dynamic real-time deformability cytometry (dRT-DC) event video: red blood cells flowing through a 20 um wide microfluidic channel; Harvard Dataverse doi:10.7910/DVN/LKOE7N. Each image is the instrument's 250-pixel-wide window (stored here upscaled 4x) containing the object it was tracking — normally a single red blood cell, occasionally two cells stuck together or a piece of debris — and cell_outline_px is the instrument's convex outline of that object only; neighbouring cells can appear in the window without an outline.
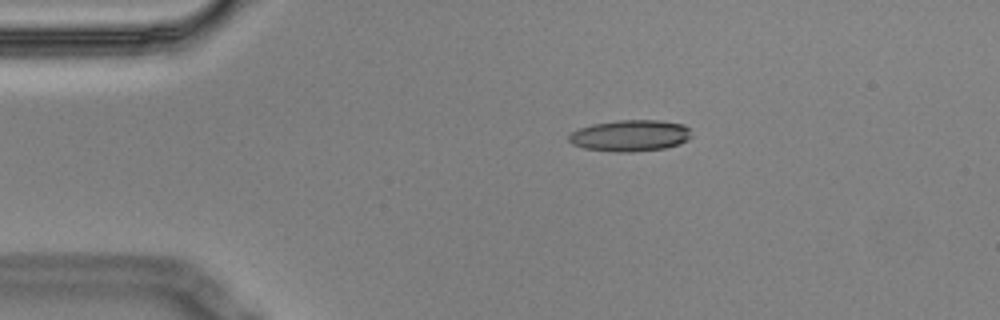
{"species": "Egyptian fruit bat (a non-hibernating species)", "species_latin": "Rousettus aegyptiacus", "temperature_condition": "cold", "stored_images_in_passage": 8, "camera_frame_rate_fps": 3000, "um_per_image_px": 0.085, "animal": {"sex": "male"}, "frame": {"image": 1, "passage_image": 2, "time_ms": 0.333, "image_size_px": [1000, 320], "cell_outline_px": [[692, 136], [688, 140], [680, 144], [664, 148], [632, 152], [612, 152], [584, 148], [572, 144], [568, 140], [568, 136], [572, 132], [580, 128], [592, 124], [620, 120], [660, 120], [684, 124], [688, 128]], "centroid_in_image_um": [53.58, 11.53], "position_along_channel_um": 31.4, "area_um2": 22.54}}
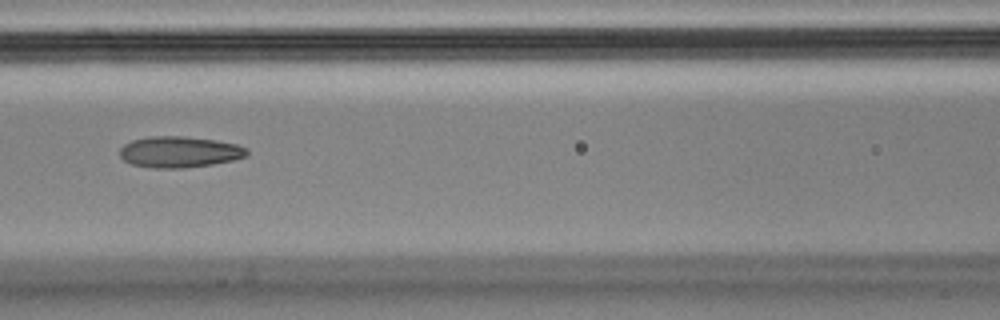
{"frame": {"image": 2, "passage_image": 6, "time_ms": 1.667, "image_size_px": [1000, 320], "cell_outline_px": [[248, 156], [232, 160], [212, 164], [180, 168], [152, 168], [132, 164], [124, 160], [120, 156], [120, 148], [124, 144], [132, 140], [148, 136], [184, 136], [216, 140], [236, 144], [248, 148]], "centroid_in_image_um": [15.25, 12.91], "position_along_channel_um": 151.4, "area_um2": 23.12}}
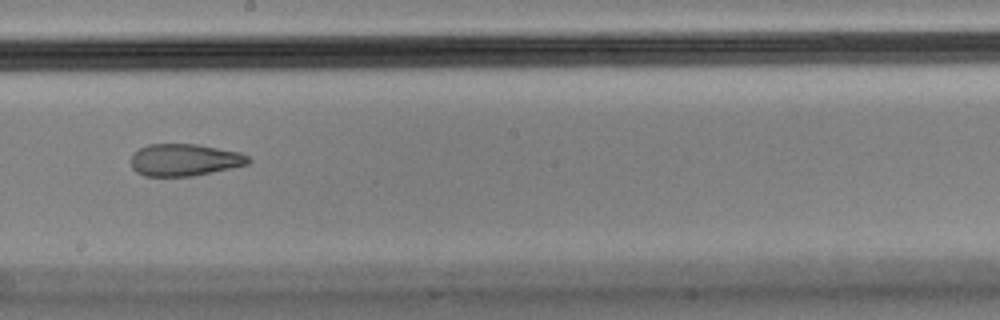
{"frame": {"image": 3, "passage_image": 8, "time_ms": 2.333, "image_size_px": [1000, 320], "cell_outline_px": [[252, 160], [248, 164], [232, 168], [192, 176], [144, 176], [136, 172], [132, 168], [132, 156], [140, 148], [148, 144], [196, 144], [240, 152], [248, 156]], "centroid_in_image_um": [15.71, 13.59], "position_along_channel_um": 232.5, "area_um2": 21.91}}